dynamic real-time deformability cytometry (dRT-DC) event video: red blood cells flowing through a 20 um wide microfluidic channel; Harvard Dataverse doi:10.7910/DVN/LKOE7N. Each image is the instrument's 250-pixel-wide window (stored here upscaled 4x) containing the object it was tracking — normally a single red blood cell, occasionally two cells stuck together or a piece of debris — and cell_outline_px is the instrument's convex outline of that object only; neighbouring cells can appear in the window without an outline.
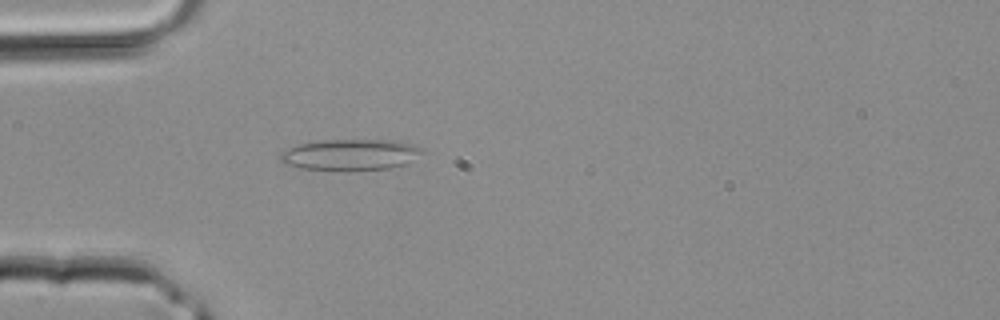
{"species": "common noctule bat (a hibernating species)", "species_latin": "Nyctalus noctula", "temperature_condition": "room temperature", "stored_images_in_passage": 29, "camera_frame_rate_fps": 3000, "um_per_image_px": 0.085, "animal": {"sex": "male", "body_mass_g": 20.4}, "frame": {"image": 1, "passage_image": 2, "time_ms": 0.333, "image_size_px": [1000, 320], "cell_outline_px": [[420, 152], [404, 164], [392, 168], [348, 172], [300, 168], [284, 164], [280, 160], [280, 152], [300, 144], [324, 140], [392, 140], [412, 144], [420, 148]], "centroid_in_image_um": [29.7, 13.18], "position_along_channel_um": 55.3, "area_um2": 25.78}}
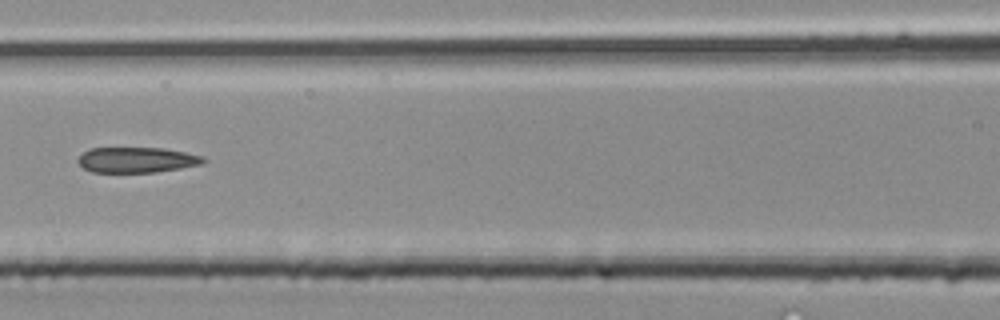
{"frame": {"image": 2, "passage_image": 8, "time_ms": 2.333, "image_size_px": [1000, 320], "cell_outline_px": [[208, 160], [200, 164], [180, 168], [156, 172], [92, 172], [84, 168], [76, 160], [84, 152], [92, 148], [160, 148], [184, 152], [204, 156]], "centroid_in_image_um": [11.63, 13.59], "position_along_channel_um": 155.0, "area_um2": 18.44}}
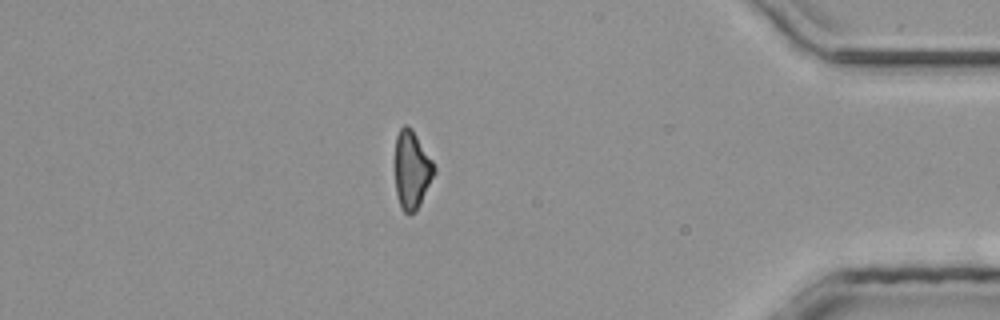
{"frame": {"image": 3, "passage_image": 24, "time_ms": 7.667, "image_size_px": [1000, 320], "cell_outline_px": [[436, 172], [416, 212], [404, 212], [400, 208], [396, 192], [396, 136], [400, 128], [404, 124], [408, 124], [412, 128], [432, 160], [436, 168]], "centroid_in_image_um": [35.02, 14.42], "position_along_channel_um": 400.2, "area_um2": 17.74}}